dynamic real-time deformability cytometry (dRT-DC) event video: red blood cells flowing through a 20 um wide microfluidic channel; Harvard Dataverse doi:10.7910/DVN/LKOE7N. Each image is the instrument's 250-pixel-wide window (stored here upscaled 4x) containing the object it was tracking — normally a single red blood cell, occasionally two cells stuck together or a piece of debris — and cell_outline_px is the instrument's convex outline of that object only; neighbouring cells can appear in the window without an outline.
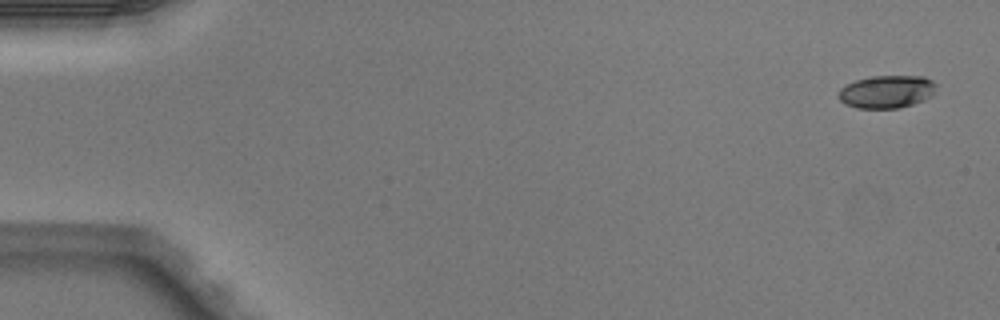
{"species": "Egyptian fruit bat (a non-hibernating species)", "species_latin": "Rousettus aegyptiacus", "temperature_condition": "warm", "stored_images_in_passage": 5, "camera_frame_rate_fps": 3000, "um_per_image_px": 0.085, "animal": {"sex": "male"}, "frame": {"image": 1, "passage_image": 1, "time_ms": 0.0, "image_size_px": [1000, 320], "cell_outline_px": [[936, 84], [932, 96], [924, 100], [900, 108], [856, 108], [844, 104], [836, 96], [840, 88], [844, 84], [856, 80], [872, 76], [924, 76], [932, 80]], "centroid_in_image_um": [75.33, 7.79], "position_along_channel_um": 9.7, "area_um2": 18.9}}
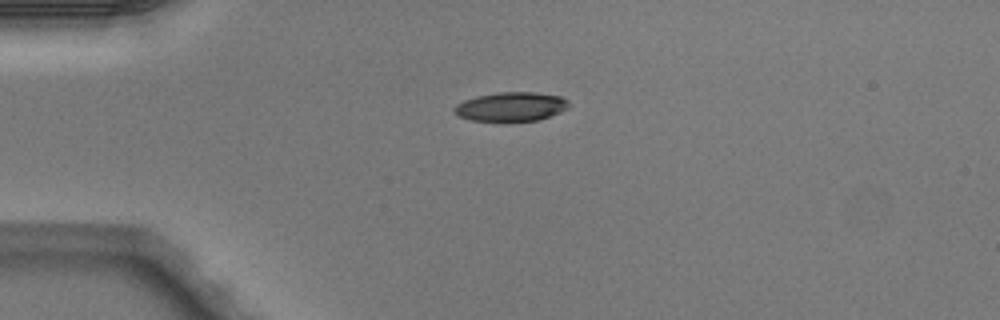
{"frame": {"image": 2, "passage_image": 4, "time_ms": 1.0, "image_size_px": [1000, 320], "cell_outline_px": [[568, 108], [560, 112], [540, 120], [472, 120], [460, 116], [452, 108], [456, 104], [464, 100], [476, 96], [496, 92], [536, 92], [560, 96], [568, 100]], "centroid_in_image_um": [43.46, 9.04], "position_along_channel_um": 41.5, "area_um2": 19.19}}